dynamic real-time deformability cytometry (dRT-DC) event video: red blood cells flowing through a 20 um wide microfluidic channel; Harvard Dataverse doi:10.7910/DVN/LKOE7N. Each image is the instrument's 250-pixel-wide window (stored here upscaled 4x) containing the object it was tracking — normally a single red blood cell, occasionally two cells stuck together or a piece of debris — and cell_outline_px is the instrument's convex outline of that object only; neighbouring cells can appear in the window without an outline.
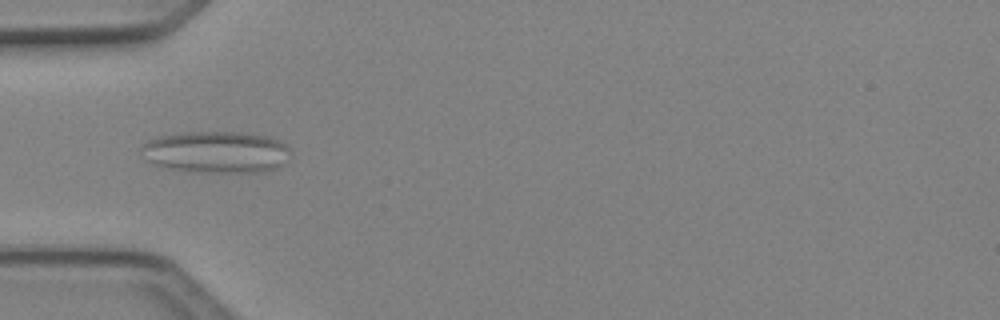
{"species": "Egyptian fruit bat (a non-hibernating species)", "species_latin": "Rousettus aegyptiacus", "temperature_condition": "cold", "stored_images_in_passage": 6, "camera_frame_rate_fps": 3000, "um_per_image_px": 0.085, "animal": {"sex": "female"}, "frame": {"image": 1, "passage_image": 4, "time_ms": 1.0, "image_size_px": [1000, 320], "cell_outline_px": [[288, 160], [284, 164], [276, 168], [264, 172], [188, 172], [168, 168], [144, 160], [140, 152], [140, 144], [156, 136], [184, 132], [252, 132], [272, 136], [284, 144], [288, 148]], "centroid_in_image_um": [18.34, 12.91], "position_along_channel_um": 66.7, "area_um2": 37.11}}
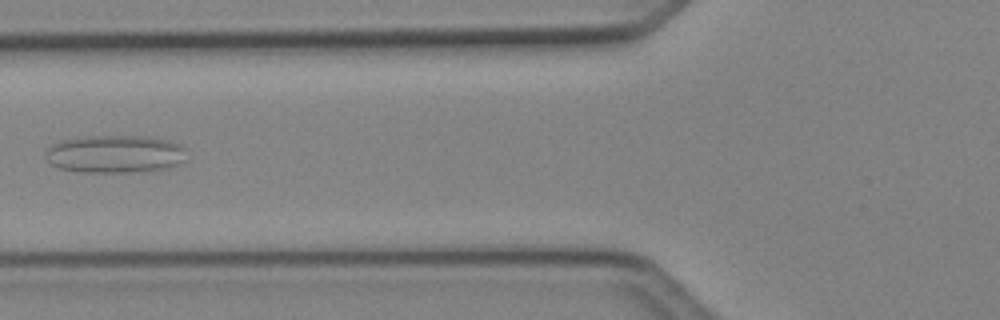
{"frame": {"image": 2, "passage_image": 5, "time_ms": 1.333, "image_size_px": [1000, 320], "cell_outline_px": [[188, 160], [168, 168], [132, 172], [80, 172], [60, 168], [52, 164], [44, 156], [48, 148], [52, 144], [60, 140], [84, 136], [140, 136], [168, 140], [180, 144], [184, 148]], "centroid_in_image_um": [9.79, 13.09], "position_along_channel_um": 116.0, "area_um2": 31.27}}